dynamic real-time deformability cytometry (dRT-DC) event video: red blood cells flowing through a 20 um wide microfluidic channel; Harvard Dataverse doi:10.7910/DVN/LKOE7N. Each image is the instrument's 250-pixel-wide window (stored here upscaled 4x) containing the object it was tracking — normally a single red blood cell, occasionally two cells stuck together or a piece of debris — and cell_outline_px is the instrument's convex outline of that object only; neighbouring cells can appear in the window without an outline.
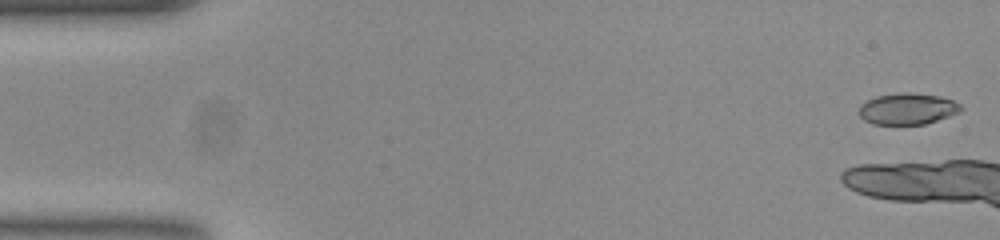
{"species": "common noctule bat (a hibernating species)", "species_latin": "Nyctalus noctula", "temperature_condition": "room temperature", "stored_images_in_passage": 7, "camera_frame_rate_fps": 3000, "um_per_image_px": 0.085, "animal": {"sex": "female", "body_mass_g": 23.0, "forearm_length_mm": 53.4}, "frame": {"image": 1, "passage_image": 1, "time_ms": 0.0, "image_size_px": [1000, 240], "cell_outline_px": [[964, 108], [960, 112], [924, 124], [872, 124], [864, 120], [860, 116], [860, 104], [876, 96], [900, 92], [908, 92], [940, 96], [952, 100], [960, 104]], "centroid_in_image_um": [77.14, 9.24], "position_along_channel_um": 7.9, "area_um2": 18.55}}